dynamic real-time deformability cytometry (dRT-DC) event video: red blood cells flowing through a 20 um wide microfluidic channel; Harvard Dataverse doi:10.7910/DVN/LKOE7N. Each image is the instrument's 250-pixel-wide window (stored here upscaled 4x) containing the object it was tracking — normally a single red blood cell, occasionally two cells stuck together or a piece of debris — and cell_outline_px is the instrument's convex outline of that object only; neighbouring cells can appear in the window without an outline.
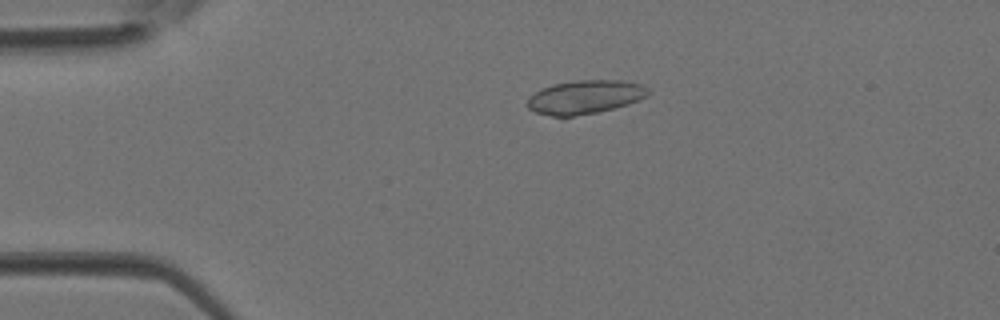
{"species": "Egyptian fruit bat (a non-hibernating species)", "species_latin": "Rousettus aegyptiacus", "temperature_condition": "room temperature", "stored_images_in_passage": 4, "camera_frame_rate_fps": 3000, "um_per_image_px": 0.085, "animal": {"sex": "female"}, "frame": {"image": 1, "passage_image": 3, "time_ms": 0.667, "image_size_px": [1000, 320], "cell_outline_px": [[648, 96], [628, 104], [564, 120], [536, 112], [528, 108], [524, 104], [528, 96], [540, 88], [552, 84], [576, 80], [620, 80], [644, 84], [648, 88]], "centroid_in_image_um": [49.64, 8.27], "position_along_channel_um": 35.4, "area_um2": 24.45}}